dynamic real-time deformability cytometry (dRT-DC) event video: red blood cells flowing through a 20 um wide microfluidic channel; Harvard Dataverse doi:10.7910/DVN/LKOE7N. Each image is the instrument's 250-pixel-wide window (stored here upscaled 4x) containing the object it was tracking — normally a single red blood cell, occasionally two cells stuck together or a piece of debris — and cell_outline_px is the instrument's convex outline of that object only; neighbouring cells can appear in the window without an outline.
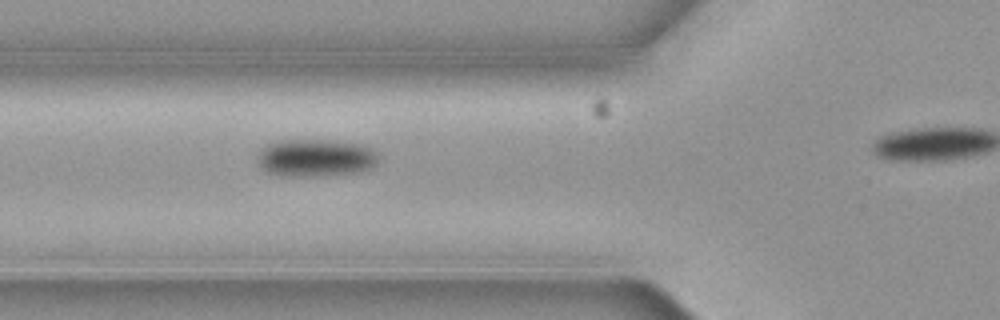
{"species": "common noctule bat (a hibernating species)", "species_latin": "Nyctalus noctula", "temperature_condition": "cold", "stored_images_in_passage": 3, "segment_of_instrument_passage": [1, 2], "camera_frame_rate_fps": 3000, "um_per_image_px": 0.085, "animal": {"sex": "female", "body_mass_g": 19.3, "forearm_length_mm": 54.1}, "frame": {"image": 1, "passage_image": 2, "time_ms": 0.333, "image_size_px": [1000, 320], "cell_outline_px": [[380, 156], [376, 164], [368, 168], [352, 172], [312, 176], [288, 176], [268, 172], [260, 164], [260, 152], [268, 144], [280, 140], [328, 140], [360, 144], [372, 148], [380, 152]], "centroid_in_image_um": [26.9, 13.39], "position_along_channel_um": 98.9, "area_um2": 25.95}}